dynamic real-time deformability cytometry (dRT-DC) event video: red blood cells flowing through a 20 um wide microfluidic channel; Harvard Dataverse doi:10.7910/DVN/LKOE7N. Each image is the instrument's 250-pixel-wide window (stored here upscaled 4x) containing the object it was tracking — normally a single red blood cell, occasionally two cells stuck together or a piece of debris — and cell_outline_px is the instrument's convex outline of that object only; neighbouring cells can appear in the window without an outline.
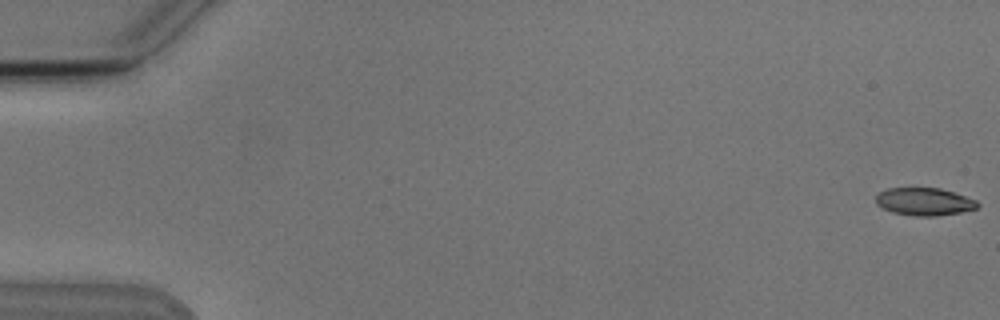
{"species": "Egyptian fruit bat (a non-hibernating species)", "species_latin": "Rousettus aegyptiacus", "temperature_condition": "cold", "stored_images_in_passage": 8, "camera_frame_rate_fps": 3000, "um_per_image_px": 0.085, "animal": {"sex": "male"}, "frame": {"image": 1, "passage_image": 1, "time_ms": 0.0, "image_size_px": [1000, 320], "cell_outline_px": [[980, 204], [976, 208], [960, 212], [936, 216], [916, 216], [892, 212], [876, 204], [876, 196], [880, 192], [888, 188], [940, 188], [976, 200]], "centroid_in_image_um": [78.55, 17.14], "position_along_channel_um": 6.4, "area_um2": 16.18}}
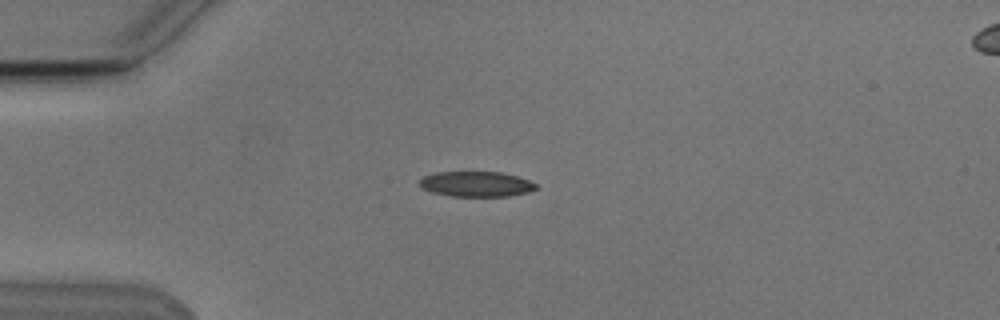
{"frame": {"image": 2, "passage_image": 5, "time_ms": 4.667, "image_size_px": [1000, 320], "cell_outline_px": [[536, 188], [528, 192], [508, 196], [452, 196], [432, 192], [420, 188], [420, 180], [424, 176], [436, 172], [500, 172], [516, 176], [528, 180], [536, 184]], "centroid_in_image_um": [40.45, 15.64], "position_along_channel_um": 44.6, "area_um2": 16.99}}
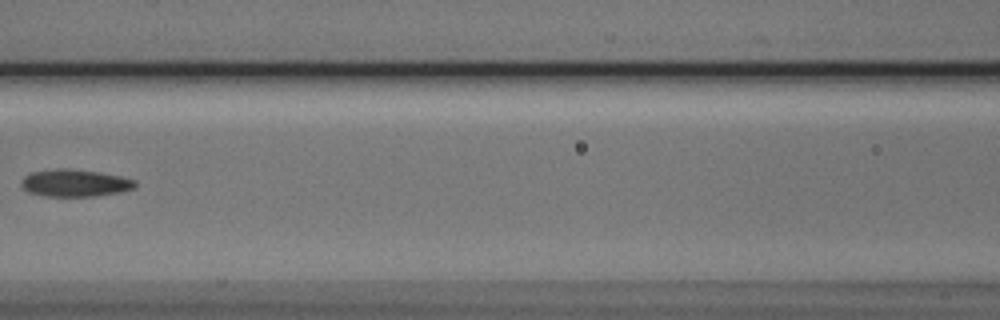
{"frame": {"image": 3, "passage_image": 8, "time_ms": 8.333, "image_size_px": [1000, 320], "cell_outline_px": [[136, 188], [120, 192], [96, 196], [40, 196], [28, 192], [20, 184], [20, 180], [24, 176], [32, 172], [56, 168], [64, 168], [100, 172], [120, 176], [136, 180]], "centroid_in_image_um": [6.35, 15.56], "position_along_channel_um": 160.2, "area_um2": 18.26}}